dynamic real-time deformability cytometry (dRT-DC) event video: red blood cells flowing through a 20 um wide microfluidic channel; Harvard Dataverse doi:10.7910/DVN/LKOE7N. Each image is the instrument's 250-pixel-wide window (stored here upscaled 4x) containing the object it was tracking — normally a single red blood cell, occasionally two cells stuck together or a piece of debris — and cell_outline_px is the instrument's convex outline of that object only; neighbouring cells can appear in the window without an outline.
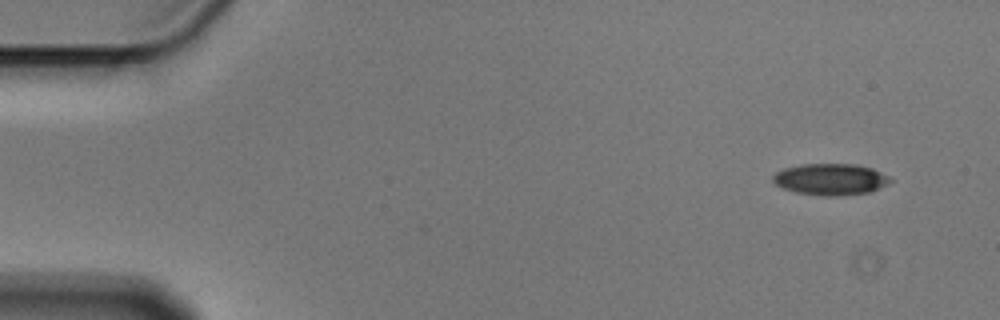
{"species": "Egyptian fruit bat (a non-hibernating species)", "species_latin": "Rousettus aegyptiacus", "temperature_condition": "cold", "stored_images_in_passage": 5, "camera_frame_rate_fps": 3000, "um_per_image_px": 0.085, "animal": {"sex": "male"}, "frame": {"image": 1, "passage_image": 1, "time_ms": 0.0, "image_size_px": [1000, 320], "cell_outline_px": [[892, 180], [868, 192], [836, 196], [824, 196], [796, 192], [784, 188], [776, 184], [772, 180], [772, 176], [776, 172], [784, 168], [800, 164], [856, 164], [872, 168], [888, 176]], "centroid_in_image_um": [70.54, 15.23], "position_along_channel_um": 14.5, "area_um2": 21.21}}
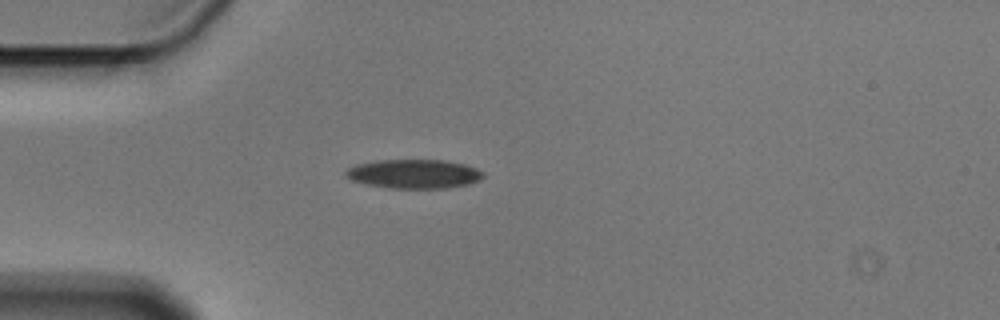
{"frame": {"image": 2, "passage_image": 4, "time_ms": 1.0, "image_size_px": [1000, 320], "cell_outline_px": [[484, 176], [480, 180], [468, 184], [448, 188], [392, 188], [368, 184], [352, 180], [344, 172], [348, 168], [356, 164], [376, 160], [444, 160], [464, 164], [476, 168], [484, 172]], "centroid_in_image_um": [35.22, 14.77], "position_along_channel_um": 49.8, "area_um2": 23.18}}